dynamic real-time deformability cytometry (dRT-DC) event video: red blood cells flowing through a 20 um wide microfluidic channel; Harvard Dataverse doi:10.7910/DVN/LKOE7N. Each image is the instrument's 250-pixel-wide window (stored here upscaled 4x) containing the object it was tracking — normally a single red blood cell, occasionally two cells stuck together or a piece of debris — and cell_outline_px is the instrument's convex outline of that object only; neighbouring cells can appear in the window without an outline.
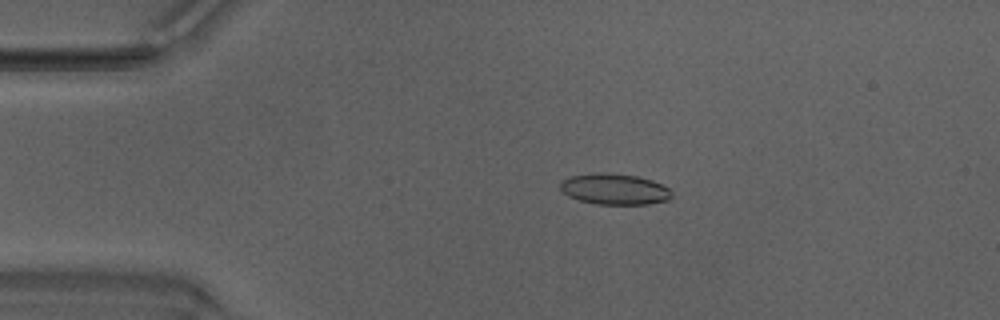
{"species": "Egyptian fruit bat (a non-hibernating species)", "species_latin": "Rousettus aegyptiacus", "temperature_condition": "warm", "stored_images_in_passage": 44, "camera_frame_rate_fps": 3000, "um_per_image_px": 0.085, "animal": {"sex": "male"}, "frame": {"image": 1, "passage_image": 5, "time_ms": 1.333, "image_size_px": [1000, 320], "cell_outline_px": [[672, 196], [668, 200], [648, 204], [596, 204], [580, 200], [568, 196], [560, 188], [560, 184], [564, 180], [572, 176], [636, 176], [652, 180], [668, 188], [672, 192]], "centroid_in_image_um": [52.3, 16.14], "position_along_channel_um": 32.7, "area_um2": 18.9}}
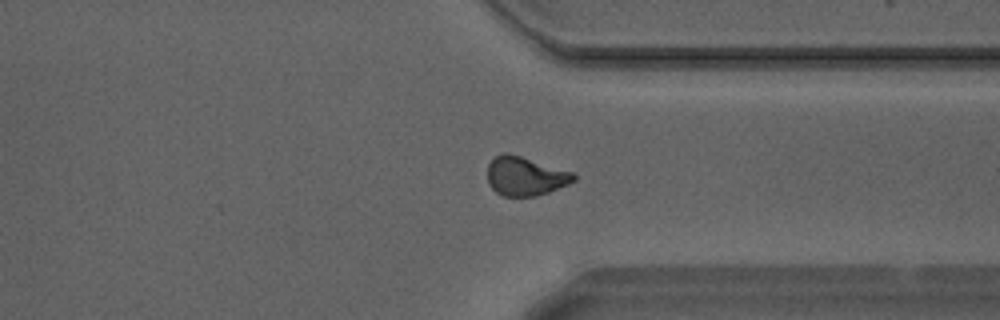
{"frame": {"image": 2, "passage_image": 32, "time_ms": 10.333, "image_size_px": [1000, 320], "cell_outline_px": [[576, 180], [568, 184], [548, 192], [536, 196], [504, 196], [496, 192], [488, 184], [488, 164], [496, 156], [520, 156], [572, 172], [576, 176]], "centroid_in_image_um": [44.66, 15.02], "position_along_channel_um": 366.7, "area_um2": 18.96}}
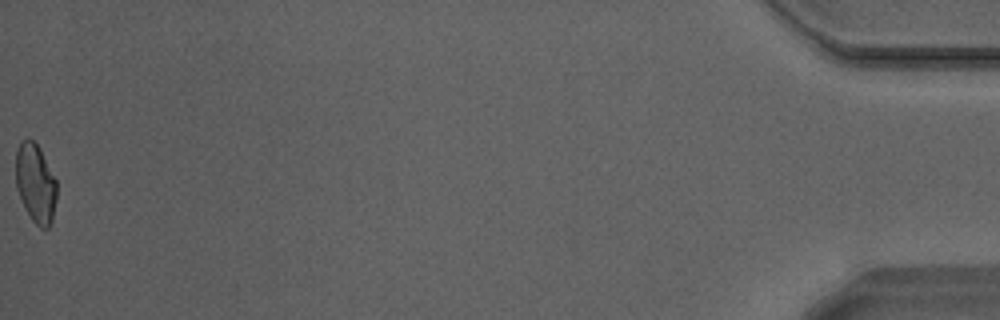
{"frame": {"image": 3, "passage_image": 44, "time_ms": 14.333, "image_size_px": [1000, 320], "cell_outline_px": [[56, 200], [52, 220], [48, 228], [40, 228], [32, 220], [24, 208], [16, 188], [16, 152], [20, 140], [32, 140], [40, 148], [56, 180]], "centroid_in_image_um": [3.01, 15.59], "position_along_channel_um": 432.2, "area_um2": 18.84}, "authors_computed_cell_mechanics": {"area_um2": 19.652, "velocity_mm_per_s": 4.2437, "shape_relaxation_time_tau1_ms": 6.0779, "shape_relaxation_time_tau2_ms": 1.2905, "deformation_change_tau1": 0.1561, "deformation_change_tau2": 0.0738}}